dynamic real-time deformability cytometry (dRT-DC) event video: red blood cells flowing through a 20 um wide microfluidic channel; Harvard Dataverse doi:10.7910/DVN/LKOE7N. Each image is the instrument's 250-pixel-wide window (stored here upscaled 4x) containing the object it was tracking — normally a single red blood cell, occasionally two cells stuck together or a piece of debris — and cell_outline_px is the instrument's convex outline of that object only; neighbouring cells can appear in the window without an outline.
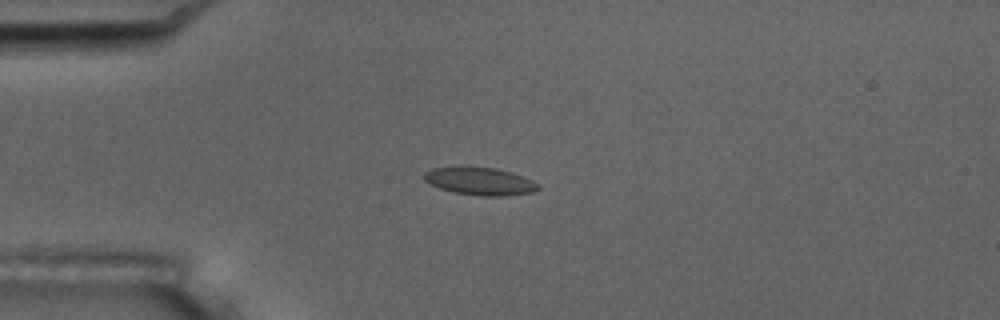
{"species": "common noctule bat (a hibernating species)", "species_latin": "Nyctalus noctula", "temperature_condition": "room temperature", "stored_images_in_passage": 5, "camera_frame_rate_fps": 3000, "um_per_image_px": 0.085, "animal": {"sex": "male", "body_mass_g": 17.5, "forearm_length_mm": 52.3}, "frame": {"image": 1, "passage_image": 4, "time_ms": 3.333, "image_size_px": [1000, 320], "cell_outline_px": [[540, 188], [532, 192], [504, 196], [480, 196], [452, 192], [428, 184], [424, 180], [424, 172], [432, 168], [460, 164], [496, 168], [532, 180], [540, 184]], "centroid_in_image_um": [40.71, 15.37], "position_along_channel_um": 44.3, "area_um2": 18.96}}